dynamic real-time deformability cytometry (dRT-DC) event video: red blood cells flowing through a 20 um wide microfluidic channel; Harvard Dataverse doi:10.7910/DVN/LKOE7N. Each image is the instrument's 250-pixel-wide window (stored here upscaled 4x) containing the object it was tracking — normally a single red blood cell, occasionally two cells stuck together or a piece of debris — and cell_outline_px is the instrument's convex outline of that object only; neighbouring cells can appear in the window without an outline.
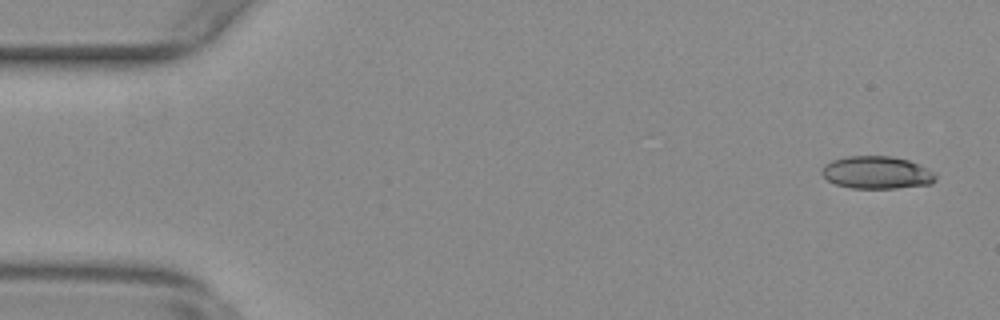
{"species": "common noctule bat (a hibernating species)", "species_latin": "Nyctalus noctula", "temperature_condition": "warm", "stored_images_in_passage": 55, "camera_frame_rate_fps": 3000, "um_per_image_px": 0.085, "animal": {"sex": "female", "body_mass_g": 29.2, "forearm_length_mm": 56.3}, "frame": {"image": 1, "passage_image": 3, "time_ms": 0.667, "image_size_px": [1000, 320], "cell_outline_px": [[936, 180], [932, 184], [896, 188], [852, 188], [836, 184], [828, 180], [820, 172], [824, 164], [832, 160], [848, 156], [892, 156], [908, 160], [920, 164], [936, 172]], "centroid_in_image_um": [74.56, 14.66], "position_along_channel_um": 10.4, "area_um2": 21.79}}
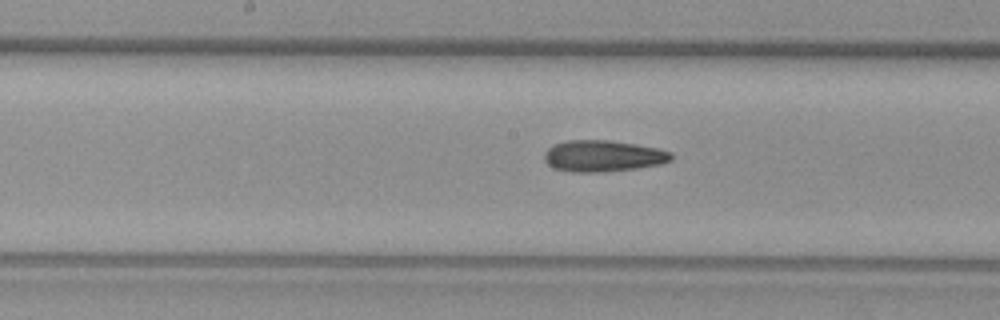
{"frame": {"image": 2, "passage_image": 28, "time_ms": 9.0, "image_size_px": [1000, 320], "cell_outline_px": [[672, 160], [660, 164], [636, 168], [604, 172], [572, 172], [552, 168], [544, 160], [544, 152], [548, 148], [556, 144], [568, 140], [608, 140], [636, 144], [656, 148], [672, 152]], "centroid_in_image_um": [51.24, 13.26], "position_along_channel_um": 197.0, "area_um2": 23.24}}
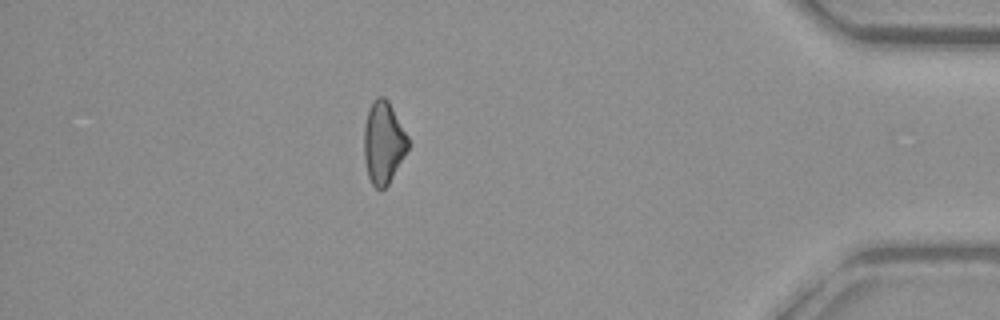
{"frame": {"image": 3, "passage_image": 48, "time_ms": 15.667, "image_size_px": [1000, 320], "cell_outline_px": [[408, 148], [404, 156], [388, 184], [380, 192], [372, 184], [368, 176], [364, 160], [364, 128], [368, 112], [372, 100], [376, 96], [384, 96], [388, 100], [408, 136]], "centroid_in_image_um": [32.58, 12.12], "position_along_channel_um": 402.6, "area_um2": 21.04}, "authors_computed_cell_mechanics": {"area_um2": 21.8484, "velocity_mm_per_s": 3.8029, "shape_relaxation_time_tau1_ms": null, "shape_relaxation_time_tau2_ms": 8.734, "deformation_change_tau1": null, "deformation_change_tau2": 0.1967}}